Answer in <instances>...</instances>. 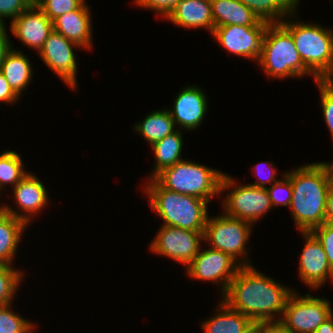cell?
I'll use <instances>...</instances> for the list:
<instances>
[{"instance_id":"8fae6325","label":"cell","mask_w":333,"mask_h":333,"mask_svg":"<svg viewBox=\"0 0 333 333\" xmlns=\"http://www.w3.org/2000/svg\"><path fill=\"white\" fill-rule=\"evenodd\" d=\"M241 265L230 255L212 248L197 253L186 267L187 275L195 280H207L221 285L222 295L237 274Z\"/></svg>"},{"instance_id":"e0dca14e","label":"cell","mask_w":333,"mask_h":333,"mask_svg":"<svg viewBox=\"0 0 333 333\" xmlns=\"http://www.w3.org/2000/svg\"><path fill=\"white\" fill-rule=\"evenodd\" d=\"M10 24L11 33L19 38L21 43L37 52L53 31V22L34 3Z\"/></svg>"},{"instance_id":"4316f807","label":"cell","mask_w":333,"mask_h":333,"mask_svg":"<svg viewBox=\"0 0 333 333\" xmlns=\"http://www.w3.org/2000/svg\"><path fill=\"white\" fill-rule=\"evenodd\" d=\"M20 154L8 150L0 154V192L7 184L15 187L29 172L24 170ZM1 195V193H0Z\"/></svg>"},{"instance_id":"d6986e66","label":"cell","mask_w":333,"mask_h":333,"mask_svg":"<svg viewBox=\"0 0 333 333\" xmlns=\"http://www.w3.org/2000/svg\"><path fill=\"white\" fill-rule=\"evenodd\" d=\"M165 19L187 29L205 27L211 34L214 30L210 0H178Z\"/></svg>"},{"instance_id":"83f0119b","label":"cell","mask_w":333,"mask_h":333,"mask_svg":"<svg viewBox=\"0 0 333 333\" xmlns=\"http://www.w3.org/2000/svg\"><path fill=\"white\" fill-rule=\"evenodd\" d=\"M23 273L14 265L0 263V306L13 304L12 300L21 284Z\"/></svg>"},{"instance_id":"b9f144b4","label":"cell","mask_w":333,"mask_h":333,"mask_svg":"<svg viewBox=\"0 0 333 333\" xmlns=\"http://www.w3.org/2000/svg\"><path fill=\"white\" fill-rule=\"evenodd\" d=\"M243 333H261V322H253Z\"/></svg>"},{"instance_id":"1f68e13d","label":"cell","mask_w":333,"mask_h":333,"mask_svg":"<svg viewBox=\"0 0 333 333\" xmlns=\"http://www.w3.org/2000/svg\"><path fill=\"white\" fill-rule=\"evenodd\" d=\"M281 175L283 176V180L279 179V181L266 188L272 207L280 205L290 207L291 204L293 193L291 181L285 174Z\"/></svg>"},{"instance_id":"d6a6232c","label":"cell","mask_w":333,"mask_h":333,"mask_svg":"<svg viewBox=\"0 0 333 333\" xmlns=\"http://www.w3.org/2000/svg\"><path fill=\"white\" fill-rule=\"evenodd\" d=\"M33 3L34 0H0V24L5 25L6 18L12 22Z\"/></svg>"},{"instance_id":"74e56055","label":"cell","mask_w":333,"mask_h":333,"mask_svg":"<svg viewBox=\"0 0 333 333\" xmlns=\"http://www.w3.org/2000/svg\"><path fill=\"white\" fill-rule=\"evenodd\" d=\"M13 45L6 34V25L0 24V66L7 54L13 49Z\"/></svg>"},{"instance_id":"7402d4cb","label":"cell","mask_w":333,"mask_h":333,"mask_svg":"<svg viewBox=\"0 0 333 333\" xmlns=\"http://www.w3.org/2000/svg\"><path fill=\"white\" fill-rule=\"evenodd\" d=\"M30 59L21 51L12 49L0 66V72L5 76L11 89L20 97L31 82L33 67Z\"/></svg>"},{"instance_id":"44dd1931","label":"cell","mask_w":333,"mask_h":333,"mask_svg":"<svg viewBox=\"0 0 333 333\" xmlns=\"http://www.w3.org/2000/svg\"><path fill=\"white\" fill-rule=\"evenodd\" d=\"M28 225L0 207V263L13 265L18 244Z\"/></svg>"},{"instance_id":"f546056e","label":"cell","mask_w":333,"mask_h":333,"mask_svg":"<svg viewBox=\"0 0 333 333\" xmlns=\"http://www.w3.org/2000/svg\"><path fill=\"white\" fill-rule=\"evenodd\" d=\"M86 0H34L44 14L53 22L57 17L80 8Z\"/></svg>"},{"instance_id":"4fadbf2b","label":"cell","mask_w":333,"mask_h":333,"mask_svg":"<svg viewBox=\"0 0 333 333\" xmlns=\"http://www.w3.org/2000/svg\"><path fill=\"white\" fill-rule=\"evenodd\" d=\"M74 47L82 48L53 30L38 52L48 68L73 90L78 86L76 81L77 59H75L76 55L73 52Z\"/></svg>"},{"instance_id":"9c48e42d","label":"cell","mask_w":333,"mask_h":333,"mask_svg":"<svg viewBox=\"0 0 333 333\" xmlns=\"http://www.w3.org/2000/svg\"><path fill=\"white\" fill-rule=\"evenodd\" d=\"M295 291L287 300L279 323L290 333H314L332 314L330 301Z\"/></svg>"},{"instance_id":"277c9868","label":"cell","mask_w":333,"mask_h":333,"mask_svg":"<svg viewBox=\"0 0 333 333\" xmlns=\"http://www.w3.org/2000/svg\"><path fill=\"white\" fill-rule=\"evenodd\" d=\"M258 64L268 78H303L310 74L318 80L303 63L291 33L281 23L268 24Z\"/></svg>"},{"instance_id":"ab89813d","label":"cell","mask_w":333,"mask_h":333,"mask_svg":"<svg viewBox=\"0 0 333 333\" xmlns=\"http://www.w3.org/2000/svg\"><path fill=\"white\" fill-rule=\"evenodd\" d=\"M325 222L333 225V187L330 186L327 198H326V209H325Z\"/></svg>"},{"instance_id":"d4e9b609","label":"cell","mask_w":333,"mask_h":333,"mask_svg":"<svg viewBox=\"0 0 333 333\" xmlns=\"http://www.w3.org/2000/svg\"><path fill=\"white\" fill-rule=\"evenodd\" d=\"M178 129L170 135H167L162 140H159L151 145L153 148L155 166L148 179H153L162 170L173 166L181 161V152L183 149V137Z\"/></svg>"},{"instance_id":"ba28073f","label":"cell","mask_w":333,"mask_h":333,"mask_svg":"<svg viewBox=\"0 0 333 333\" xmlns=\"http://www.w3.org/2000/svg\"><path fill=\"white\" fill-rule=\"evenodd\" d=\"M229 189V194L223 198L222 202L223 213L229 217L238 218L253 225L273 209L266 188L249 184L238 185L231 176L224 173L221 180V193Z\"/></svg>"},{"instance_id":"7a4b0ae2","label":"cell","mask_w":333,"mask_h":333,"mask_svg":"<svg viewBox=\"0 0 333 333\" xmlns=\"http://www.w3.org/2000/svg\"><path fill=\"white\" fill-rule=\"evenodd\" d=\"M292 185L290 210L300 232H311L325 222L326 198L330 188L322 162L306 164L284 172Z\"/></svg>"},{"instance_id":"603a6c76","label":"cell","mask_w":333,"mask_h":333,"mask_svg":"<svg viewBox=\"0 0 333 333\" xmlns=\"http://www.w3.org/2000/svg\"><path fill=\"white\" fill-rule=\"evenodd\" d=\"M214 316L202 322L204 333H243L253 323L251 319L230 308L221 300Z\"/></svg>"},{"instance_id":"30bf717a","label":"cell","mask_w":333,"mask_h":333,"mask_svg":"<svg viewBox=\"0 0 333 333\" xmlns=\"http://www.w3.org/2000/svg\"><path fill=\"white\" fill-rule=\"evenodd\" d=\"M150 243V250L188 266L200 251L204 231L162 225Z\"/></svg>"},{"instance_id":"e575fe53","label":"cell","mask_w":333,"mask_h":333,"mask_svg":"<svg viewBox=\"0 0 333 333\" xmlns=\"http://www.w3.org/2000/svg\"><path fill=\"white\" fill-rule=\"evenodd\" d=\"M133 2L135 6L151 10L165 18L174 9L178 0H134Z\"/></svg>"},{"instance_id":"4dcf8cb0","label":"cell","mask_w":333,"mask_h":333,"mask_svg":"<svg viewBox=\"0 0 333 333\" xmlns=\"http://www.w3.org/2000/svg\"><path fill=\"white\" fill-rule=\"evenodd\" d=\"M316 84L320 91V106H322L324 121L333 138V79H318Z\"/></svg>"},{"instance_id":"5bb4252c","label":"cell","mask_w":333,"mask_h":333,"mask_svg":"<svg viewBox=\"0 0 333 333\" xmlns=\"http://www.w3.org/2000/svg\"><path fill=\"white\" fill-rule=\"evenodd\" d=\"M13 189V197L21 212L12 209L7 204L0 207L14 217L23 220L27 225L33 220V215L39 213L49 204V197L44 184L32 173L27 174ZM32 219V220H31Z\"/></svg>"},{"instance_id":"f1b7e54d","label":"cell","mask_w":333,"mask_h":333,"mask_svg":"<svg viewBox=\"0 0 333 333\" xmlns=\"http://www.w3.org/2000/svg\"><path fill=\"white\" fill-rule=\"evenodd\" d=\"M35 324L12 311V304L0 306V333H32Z\"/></svg>"},{"instance_id":"7bdbcfd3","label":"cell","mask_w":333,"mask_h":333,"mask_svg":"<svg viewBox=\"0 0 333 333\" xmlns=\"http://www.w3.org/2000/svg\"><path fill=\"white\" fill-rule=\"evenodd\" d=\"M322 164L325 166L328 176H329V181H330V186L333 187V162H322Z\"/></svg>"},{"instance_id":"484cf974","label":"cell","mask_w":333,"mask_h":333,"mask_svg":"<svg viewBox=\"0 0 333 333\" xmlns=\"http://www.w3.org/2000/svg\"><path fill=\"white\" fill-rule=\"evenodd\" d=\"M168 109L156 110L148 114L142 122L134 125V130L143 136L150 145L172 134L176 128Z\"/></svg>"},{"instance_id":"ac0fdd59","label":"cell","mask_w":333,"mask_h":333,"mask_svg":"<svg viewBox=\"0 0 333 333\" xmlns=\"http://www.w3.org/2000/svg\"><path fill=\"white\" fill-rule=\"evenodd\" d=\"M90 9L87 3L77 10L70 11L57 17L53 21V30L63 35L82 47L91 50L92 48V21Z\"/></svg>"},{"instance_id":"60d3db41","label":"cell","mask_w":333,"mask_h":333,"mask_svg":"<svg viewBox=\"0 0 333 333\" xmlns=\"http://www.w3.org/2000/svg\"><path fill=\"white\" fill-rule=\"evenodd\" d=\"M314 333H333V314Z\"/></svg>"},{"instance_id":"5b68a950","label":"cell","mask_w":333,"mask_h":333,"mask_svg":"<svg viewBox=\"0 0 333 333\" xmlns=\"http://www.w3.org/2000/svg\"><path fill=\"white\" fill-rule=\"evenodd\" d=\"M281 24L291 33L305 66L318 79H333V30L290 19Z\"/></svg>"},{"instance_id":"7c38bea8","label":"cell","mask_w":333,"mask_h":333,"mask_svg":"<svg viewBox=\"0 0 333 333\" xmlns=\"http://www.w3.org/2000/svg\"><path fill=\"white\" fill-rule=\"evenodd\" d=\"M268 22L261 20L255 26L227 25L215 27L212 36L227 52L256 60L261 54L262 42Z\"/></svg>"},{"instance_id":"8d00e7d4","label":"cell","mask_w":333,"mask_h":333,"mask_svg":"<svg viewBox=\"0 0 333 333\" xmlns=\"http://www.w3.org/2000/svg\"><path fill=\"white\" fill-rule=\"evenodd\" d=\"M19 96L11 89L5 76L0 72V102L16 103Z\"/></svg>"},{"instance_id":"836d02e7","label":"cell","mask_w":333,"mask_h":333,"mask_svg":"<svg viewBox=\"0 0 333 333\" xmlns=\"http://www.w3.org/2000/svg\"><path fill=\"white\" fill-rule=\"evenodd\" d=\"M322 244L329 267L333 271V225L324 222L311 231Z\"/></svg>"},{"instance_id":"ffe728a7","label":"cell","mask_w":333,"mask_h":333,"mask_svg":"<svg viewBox=\"0 0 333 333\" xmlns=\"http://www.w3.org/2000/svg\"><path fill=\"white\" fill-rule=\"evenodd\" d=\"M214 28L227 25L255 26L261 20L239 0H210Z\"/></svg>"},{"instance_id":"d590c367","label":"cell","mask_w":333,"mask_h":333,"mask_svg":"<svg viewBox=\"0 0 333 333\" xmlns=\"http://www.w3.org/2000/svg\"><path fill=\"white\" fill-rule=\"evenodd\" d=\"M262 164H263V162H259L257 165H255L254 169H252L253 170L252 172H254V174H256L257 179L255 180L254 183L249 184V185L254 186V187L267 188V184H270V186H271L273 183H276L277 181H279L276 176V173H277L276 169L273 168L274 165H272L268 161L264 162V164H263L265 166V168L268 167L267 169L269 170V172H266V173H269L268 176H266L264 178L263 173H265V171L267 169H265ZM263 170H264V172H262Z\"/></svg>"},{"instance_id":"6da1fadb","label":"cell","mask_w":333,"mask_h":333,"mask_svg":"<svg viewBox=\"0 0 333 333\" xmlns=\"http://www.w3.org/2000/svg\"><path fill=\"white\" fill-rule=\"evenodd\" d=\"M258 271L254 265L241 266L222 300L253 322H279L294 290Z\"/></svg>"},{"instance_id":"cb8c5ba5","label":"cell","mask_w":333,"mask_h":333,"mask_svg":"<svg viewBox=\"0 0 333 333\" xmlns=\"http://www.w3.org/2000/svg\"><path fill=\"white\" fill-rule=\"evenodd\" d=\"M260 20L269 24L281 23L288 16H296L300 0H239Z\"/></svg>"},{"instance_id":"9a60e30c","label":"cell","mask_w":333,"mask_h":333,"mask_svg":"<svg viewBox=\"0 0 333 333\" xmlns=\"http://www.w3.org/2000/svg\"><path fill=\"white\" fill-rule=\"evenodd\" d=\"M305 238V246L300 255L299 278L311 289H317L330 278L333 271L329 267L322 244L312 232H301Z\"/></svg>"},{"instance_id":"2e32d148","label":"cell","mask_w":333,"mask_h":333,"mask_svg":"<svg viewBox=\"0 0 333 333\" xmlns=\"http://www.w3.org/2000/svg\"><path fill=\"white\" fill-rule=\"evenodd\" d=\"M206 96L205 91L203 92V89H200L196 84L187 85L177 94L173 108L168 110L175 125H179V130L190 131L199 128L208 109Z\"/></svg>"},{"instance_id":"52a82bcc","label":"cell","mask_w":333,"mask_h":333,"mask_svg":"<svg viewBox=\"0 0 333 333\" xmlns=\"http://www.w3.org/2000/svg\"><path fill=\"white\" fill-rule=\"evenodd\" d=\"M251 226V223L229 217L225 213L213 218L208 216L204 241H207L210 248L230 255L241 266H251L249 258H247L248 251H246V245L252 232Z\"/></svg>"},{"instance_id":"3957f363","label":"cell","mask_w":333,"mask_h":333,"mask_svg":"<svg viewBox=\"0 0 333 333\" xmlns=\"http://www.w3.org/2000/svg\"><path fill=\"white\" fill-rule=\"evenodd\" d=\"M147 183L143 186L149 205L164 220V226L205 231L209 214L206 200L163 188L154 178Z\"/></svg>"},{"instance_id":"f35d334b","label":"cell","mask_w":333,"mask_h":333,"mask_svg":"<svg viewBox=\"0 0 333 333\" xmlns=\"http://www.w3.org/2000/svg\"><path fill=\"white\" fill-rule=\"evenodd\" d=\"M261 333H290L279 322H261Z\"/></svg>"},{"instance_id":"8992f818","label":"cell","mask_w":333,"mask_h":333,"mask_svg":"<svg viewBox=\"0 0 333 333\" xmlns=\"http://www.w3.org/2000/svg\"><path fill=\"white\" fill-rule=\"evenodd\" d=\"M223 175L217 169L182 159L159 172L154 179L163 188L201 198L209 203L210 199L221 194Z\"/></svg>"}]
</instances>
